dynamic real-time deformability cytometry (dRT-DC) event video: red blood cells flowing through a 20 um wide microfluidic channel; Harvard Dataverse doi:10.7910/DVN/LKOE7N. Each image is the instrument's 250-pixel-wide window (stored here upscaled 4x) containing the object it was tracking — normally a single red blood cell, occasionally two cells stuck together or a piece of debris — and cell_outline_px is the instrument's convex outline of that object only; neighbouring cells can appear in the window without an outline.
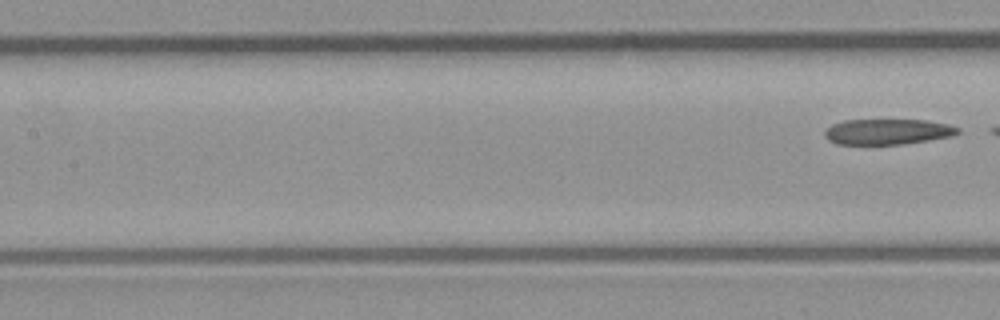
{"species": "common noctule bat (a hibernating species)", "species_latin": "Nyctalus noctula", "temperature_condition": "room temperature", "stored_images_in_passage": 6, "segment_of_instrument_passage": [2, 2], "camera_frame_rate_fps": 3000, "um_per_image_px": 0.085, "animal": {"sex": "male", "body_mass_g": 23.1, "forearm_length_mm": 52.7}, "frame": {"image": 1, "passage_image": 6, "time_ms": 6.667, "image_size_px": [1000, 320], "cell_outline_px": [[960, 132], [952, 136], [928, 140], [900, 144], [836, 144], [828, 140], [824, 136], [824, 132], [832, 124], [844, 120], [924, 120], [948, 124], [960, 128]], "centroid_in_image_um": [75.43, 11.19], "position_along_channel_um": 132.0, "area_um2": 19.77}}